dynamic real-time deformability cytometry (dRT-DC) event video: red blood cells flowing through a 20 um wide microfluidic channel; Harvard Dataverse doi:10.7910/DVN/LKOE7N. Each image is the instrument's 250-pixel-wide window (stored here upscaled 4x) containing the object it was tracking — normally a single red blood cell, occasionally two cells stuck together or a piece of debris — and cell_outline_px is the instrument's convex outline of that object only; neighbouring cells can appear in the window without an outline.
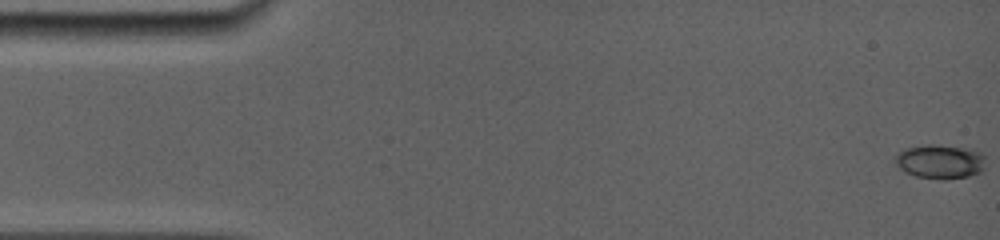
{"species": "common noctule bat (a hibernating species)", "species_latin": "Nyctalus noctula", "temperature_condition": "room temperature", "stored_images_in_passage": 19, "camera_frame_rate_fps": 5000, "um_per_image_px": 0.085, "animal": {"sex": "female", "body_mass_g": 19.0, "forearm_length_mm": 56.7}, "frame": {"image": 1, "passage_image": 1, "time_ms": 0.0, "image_size_px": [1000, 240], "cell_outline_px": [[984, 160], [980, 172], [968, 176], [944, 180], [940, 180], [916, 176], [904, 172], [892, 160], [896, 152], [904, 148], [924, 144], [932, 144], [968, 148], [980, 152], [984, 156]], "centroid_in_image_um": [79.82, 13.72], "position_along_channel_um": 5.2, "area_um2": 18.26}}
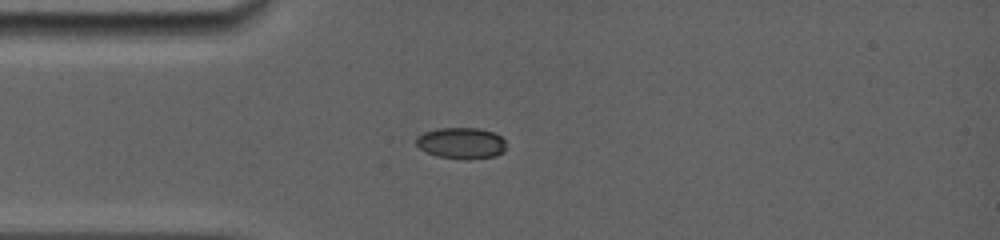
{"frame": {"image": 2, "passage_image": 16, "time_ms": 4.2, "image_size_px": [1000, 240], "cell_outline_px": [[504, 152], [496, 156], [468, 160], [464, 160], [436, 156], [420, 148], [416, 144], [416, 136], [424, 132], [440, 128], [480, 128], [492, 132], [500, 136], [504, 140]], "centroid_in_image_um": [39.21, 12.17], "position_along_channel_um": 45.8, "area_um2": 16.47}}